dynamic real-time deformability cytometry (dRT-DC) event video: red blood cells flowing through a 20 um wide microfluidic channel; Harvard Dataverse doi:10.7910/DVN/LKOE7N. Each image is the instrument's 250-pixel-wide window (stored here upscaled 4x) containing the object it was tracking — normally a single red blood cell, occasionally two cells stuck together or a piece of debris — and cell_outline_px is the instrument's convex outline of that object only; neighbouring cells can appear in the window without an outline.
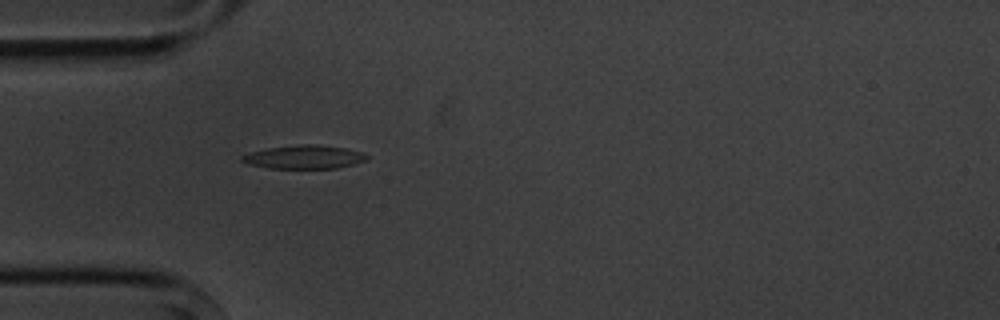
{"species": "common noctule bat (a hibernating species)", "species_latin": "Nyctalus noctula", "temperature_condition": "cold", "stored_images_in_passage": 2, "camera_frame_rate_fps": 3000, "um_per_image_px": 0.085, "animal": {"sex": "male", "body_mass_g": 20.1, "forearm_length_mm": 53.5}, "frame": {"image": 1, "passage_image": 2, "time_ms": 1.0, "image_size_px": [1000, 320], "cell_outline_px": [[368, 160], [336, 168], [268, 168], [248, 164], [240, 160], [240, 156], [264, 148], [300, 144], [316, 144], [344, 148], [360, 152], [368, 156]], "centroid_in_image_um": [25.81, 13.34], "position_along_channel_um": 59.2, "area_um2": 17.05}}